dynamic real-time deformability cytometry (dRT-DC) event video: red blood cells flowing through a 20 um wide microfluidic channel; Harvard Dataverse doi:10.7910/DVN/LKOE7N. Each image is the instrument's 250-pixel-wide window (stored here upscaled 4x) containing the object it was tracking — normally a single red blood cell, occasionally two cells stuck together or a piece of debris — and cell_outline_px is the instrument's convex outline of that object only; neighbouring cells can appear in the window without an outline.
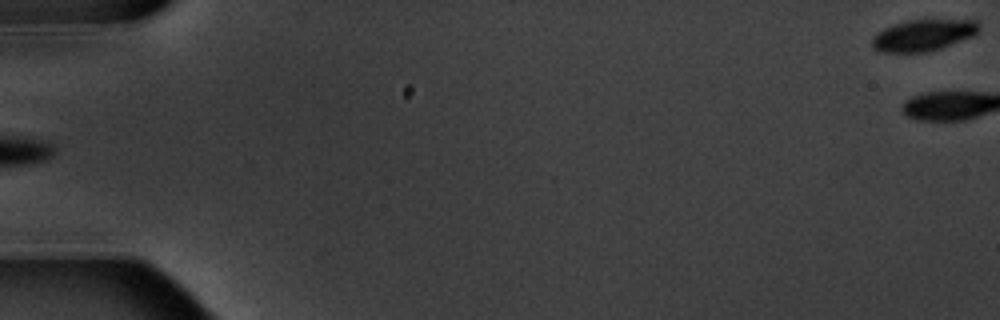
{"species": "common noctule bat (a hibernating species)", "species_latin": "Nyctalus noctula", "temperature_condition": "warm", "stored_images_in_passage": 6, "camera_frame_rate_fps": 3000, "um_per_image_px": 0.085, "animal": {"sex": "male", "body_mass_g": 20.1, "forearm_length_mm": 53.5}, "frame": {"image": 1, "passage_image": 6, "time_ms": 6.0, "image_size_px": [1000, 320], "cell_outline_px": [[980, 32], [972, 36], [940, 48], [928, 52], [880, 52], [872, 48], [872, 36], [884, 28], [908, 20], [976, 20], [980, 24]], "centroid_in_image_um": [78.48, 2.99], "position_along_channel_um": 6.5, "area_um2": 19.54}}